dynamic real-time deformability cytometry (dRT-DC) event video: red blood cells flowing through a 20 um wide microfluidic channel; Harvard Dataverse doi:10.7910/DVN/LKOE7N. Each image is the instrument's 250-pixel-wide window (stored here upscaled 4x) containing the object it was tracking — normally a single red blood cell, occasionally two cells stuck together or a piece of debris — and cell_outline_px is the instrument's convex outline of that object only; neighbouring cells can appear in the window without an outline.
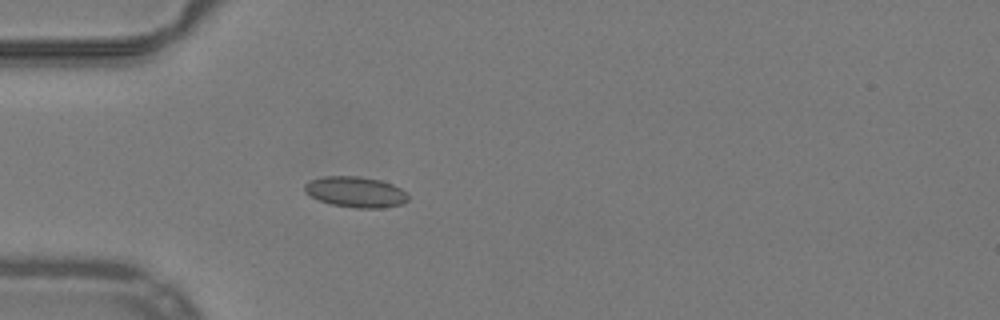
{"species": "common noctule bat (a hibernating species)", "species_latin": "Nyctalus noctula", "temperature_condition": "warm", "stored_images_in_passage": 24, "camera_frame_rate_fps": 3000, "um_per_image_px": 0.085, "animal": {"sex": "male", "body_mass_g": 19.2, "forearm_length_mm": 51.8}, "frame": {"image": 1, "passage_image": 1, "time_ms": 0.0, "image_size_px": [1000, 320], "cell_outline_px": [[408, 200], [404, 204], [384, 208], [356, 208], [332, 204], [320, 200], [304, 192], [304, 184], [312, 180], [324, 176], [360, 176], [380, 180], [392, 184], [400, 188], [408, 196]], "centroid_in_image_um": [30.25, 16.32], "position_along_channel_um": 54.7, "area_um2": 18.5}}
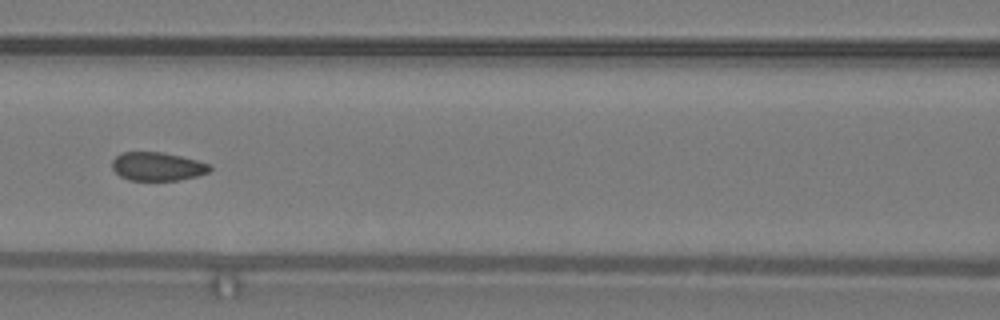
{"frame": {"image": 2, "passage_image": 9, "time_ms": 2.667, "image_size_px": [1000, 320], "cell_outline_px": [[212, 168], [208, 172], [196, 176], [176, 180], [128, 180], [120, 176], [112, 168], [112, 160], [120, 152], [160, 152], [180, 156], [196, 160], [208, 164]], "centroid_in_image_um": [13.33, 14.14], "position_along_channel_um": 153.3, "area_um2": 16.07}}
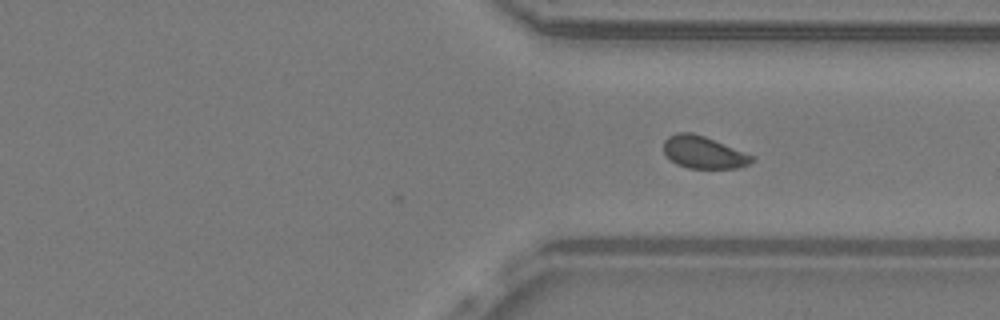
{"frame": {"image": 3, "passage_image": 24, "time_ms": 7.667, "image_size_px": [1000, 320], "cell_outline_px": [[756, 160], [740, 168], [688, 168], [676, 164], [664, 152], [664, 140], [668, 136], [676, 132], [692, 132], [704, 136], [756, 156]], "centroid_in_image_um": [59.83, 12.94], "position_along_channel_um": 351.6, "area_um2": 16.7}}